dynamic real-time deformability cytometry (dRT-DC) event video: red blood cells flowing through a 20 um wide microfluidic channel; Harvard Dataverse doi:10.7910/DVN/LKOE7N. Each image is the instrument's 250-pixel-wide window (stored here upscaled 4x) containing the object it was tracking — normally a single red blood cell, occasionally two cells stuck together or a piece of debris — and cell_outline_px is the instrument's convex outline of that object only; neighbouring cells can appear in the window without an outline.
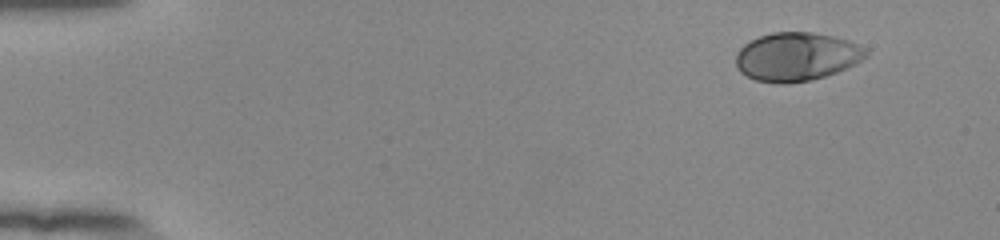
{"species": "human", "species_latin": "Homo sapiens", "temperature_condition": "room temperature", "stored_images_in_passage": 49, "camera_frame_rate_fps": 3000, "um_per_image_px": 0.085, "donor": {"sex": "female"}, "frame": {"image": 1, "passage_image": 1, "time_ms": 0.0, "image_size_px": [1000, 240], "cell_outline_px": [[868, 56], [856, 64], [836, 72], [812, 80], [788, 84], [780, 84], [756, 80], [740, 72], [736, 68], [736, 52], [744, 44], [760, 36], [772, 32], [812, 32], [832, 36], [848, 40], [868, 48]], "centroid_in_image_um": [67.73, 4.82], "position_along_channel_um": 17.3, "area_um2": 37.05}}
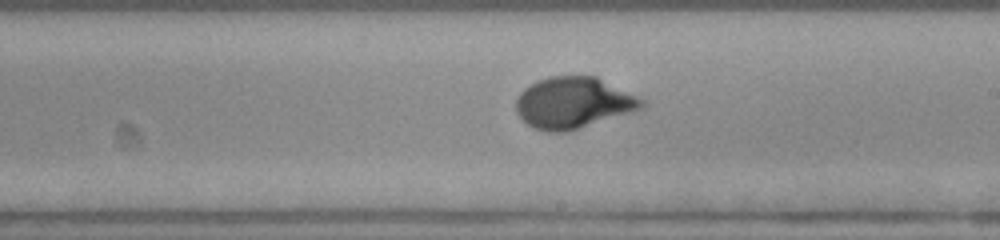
{"frame": {"image": 2, "passage_image": 28, "time_ms": 9.0, "image_size_px": [1000, 240], "cell_outline_px": [[644, 104], [640, 108], [632, 112], [568, 132], [548, 132], [532, 128], [516, 112], [516, 100], [520, 92], [524, 88], [540, 80], [552, 76], [596, 76], [644, 100]], "centroid_in_image_um": [48.71, 8.75], "position_along_channel_um": 240.3, "area_um2": 37.28}}
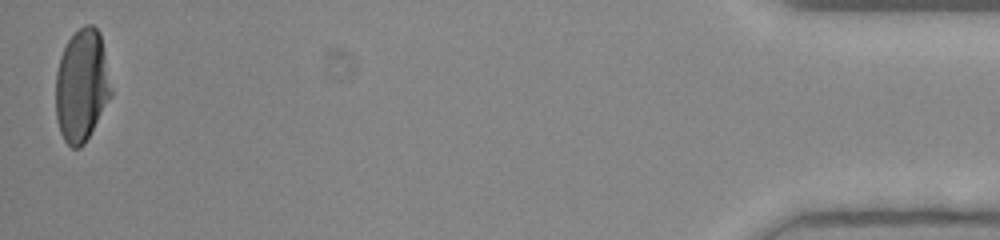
{"frame": {"image": 3, "passage_image": 49, "time_ms": 16.0, "image_size_px": [1000, 240], "cell_outline_px": [[112, 96], [84, 144], [80, 148], [72, 148], [64, 140], [60, 132], [56, 120], [56, 72], [60, 56], [68, 40], [84, 24], [92, 24], [100, 32], [112, 88]], "centroid_in_image_um": [6.95, 7.28], "position_along_channel_um": 428.3, "area_um2": 36.41}, "authors_computed_cell_mechanics": {"area_um2": 36.1828, "velocity_mm_per_s": 3.8799, "shape_relaxation_time_tau1_ms": 3.6722, "shape_relaxation_time_tau2_ms": null, "deformation_change_tau1": 0.1979, "deformation_change_tau2": null}}